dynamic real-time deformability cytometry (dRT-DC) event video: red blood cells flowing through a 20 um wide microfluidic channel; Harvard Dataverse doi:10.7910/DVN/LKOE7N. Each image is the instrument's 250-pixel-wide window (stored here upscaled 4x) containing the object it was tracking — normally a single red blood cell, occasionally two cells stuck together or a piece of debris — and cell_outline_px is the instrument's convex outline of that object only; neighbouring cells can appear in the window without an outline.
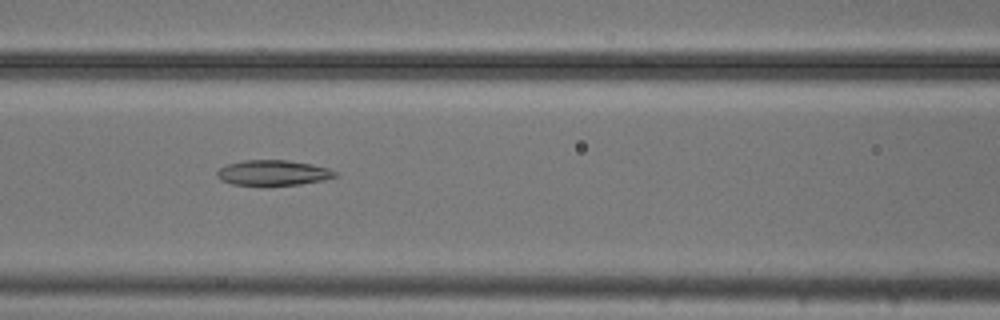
{"species": "common noctule bat (a hibernating species)", "species_latin": "Nyctalus noctula", "temperature_condition": "cold", "stored_images_in_passage": 44, "camera_frame_rate_fps": 3000, "um_per_image_px": 0.085, "animal": {"sex": "male", "body_mass_g": 20.5, "forearm_length_mm": 52.5}, "frame": {"image": 1, "passage_image": 13, "time_ms": 4.0, "image_size_px": [1000, 320], "cell_outline_px": [[340, 176], [324, 180], [300, 184], [232, 184], [220, 180], [216, 176], [216, 172], [220, 168], [228, 164], [244, 160], [288, 160], [312, 164], [328, 168], [336, 172]], "centroid_in_image_um": [23.24, 14.67], "position_along_channel_um": 143.4, "area_um2": 17.22}}
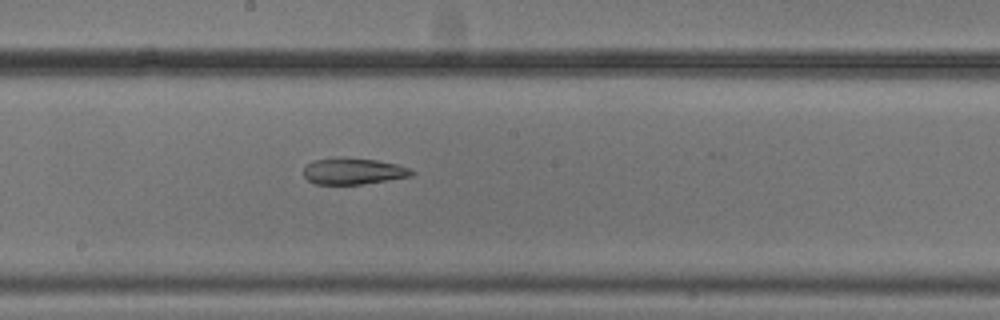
{"frame": {"image": 2, "passage_image": 19, "time_ms": 6.0, "image_size_px": [1000, 320], "cell_outline_px": [[416, 172], [412, 176], [360, 184], [316, 184], [308, 180], [304, 176], [304, 168], [312, 160], [340, 156], [376, 160], [396, 164], [408, 168]], "centroid_in_image_um": [30.0, 14.53], "position_along_channel_um": 218.2, "area_um2": 16.65}}
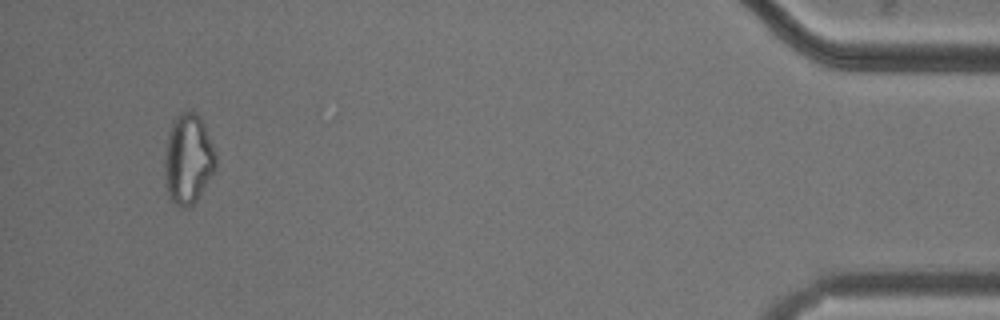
{"frame": {"image": 3, "passage_image": 41, "time_ms": 13.333, "image_size_px": [1000, 320], "cell_outline_px": [[216, 168], [196, 200], [192, 204], [184, 208], [180, 208], [168, 196], [164, 184], [164, 160], [168, 136], [172, 120], [180, 112], [188, 108], [196, 112], [200, 116], [204, 124], [212, 144], [216, 156]], "centroid_in_image_um": [15.97, 13.49], "position_along_channel_um": 419.2, "area_um2": 27.11}, "authors_computed_cell_mechanics": {"area_um2": 20.5768, "velocity_mm_per_s": 3.7357, "shape_relaxation_time_tau1_ms": null, "shape_relaxation_time_tau2_ms": 7.3064, "deformation_change_tau1": null, "deformation_change_tau2": 0.1716}}